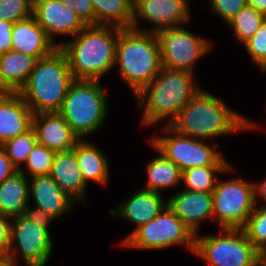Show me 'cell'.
I'll list each match as a JSON object with an SVG mask.
<instances>
[{"label":"cell","instance_id":"obj_8","mask_svg":"<svg viewBox=\"0 0 266 266\" xmlns=\"http://www.w3.org/2000/svg\"><path fill=\"white\" fill-rule=\"evenodd\" d=\"M195 235L182 220L166 206L161 213L136 229L121 246L138 250H163L181 246L194 253Z\"/></svg>","mask_w":266,"mask_h":266},{"label":"cell","instance_id":"obj_10","mask_svg":"<svg viewBox=\"0 0 266 266\" xmlns=\"http://www.w3.org/2000/svg\"><path fill=\"white\" fill-rule=\"evenodd\" d=\"M212 198L213 221L221 229H242L255 207L253 181L218 178Z\"/></svg>","mask_w":266,"mask_h":266},{"label":"cell","instance_id":"obj_2","mask_svg":"<svg viewBox=\"0 0 266 266\" xmlns=\"http://www.w3.org/2000/svg\"><path fill=\"white\" fill-rule=\"evenodd\" d=\"M192 72L162 67L153 80L136 96L143 127L165 126L176 118L181 109L203 87L198 86Z\"/></svg>","mask_w":266,"mask_h":266},{"label":"cell","instance_id":"obj_15","mask_svg":"<svg viewBox=\"0 0 266 266\" xmlns=\"http://www.w3.org/2000/svg\"><path fill=\"white\" fill-rule=\"evenodd\" d=\"M167 206V199L164 200L162 193L137 189L118 207L112 208L109 213L115 218L125 219L136 227L126 237L121 244L141 225L156 218Z\"/></svg>","mask_w":266,"mask_h":266},{"label":"cell","instance_id":"obj_28","mask_svg":"<svg viewBox=\"0 0 266 266\" xmlns=\"http://www.w3.org/2000/svg\"><path fill=\"white\" fill-rule=\"evenodd\" d=\"M264 20V14L247 5L227 23V26L233 31L235 38L243 44L255 34Z\"/></svg>","mask_w":266,"mask_h":266},{"label":"cell","instance_id":"obj_46","mask_svg":"<svg viewBox=\"0 0 266 266\" xmlns=\"http://www.w3.org/2000/svg\"><path fill=\"white\" fill-rule=\"evenodd\" d=\"M262 73L266 72V67L260 70Z\"/></svg>","mask_w":266,"mask_h":266},{"label":"cell","instance_id":"obj_38","mask_svg":"<svg viewBox=\"0 0 266 266\" xmlns=\"http://www.w3.org/2000/svg\"><path fill=\"white\" fill-rule=\"evenodd\" d=\"M13 24L14 23L0 20V54L12 49L11 33Z\"/></svg>","mask_w":266,"mask_h":266},{"label":"cell","instance_id":"obj_18","mask_svg":"<svg viewBox=\"0 0 266 266\" xmlns=\"http://www.w3.org/2000/svg\"><path fill=\"white\" fill-rule=\"evenodd\" d=\"M29 200L56 220L71 212L76 203L50 175H36L29 178Z\"/></svg>","mask_w":266,"mask_h":266},{"label":"cell","instance_id":"obj_6","mask_svg":"<svg viewBox=\"0 0 266 266\" xmlns=\"http://www.w3.org/2000/svg\"><path fill=\"white\" fill-rule=\"evenodd\" d=\"M104 88L100 81L76 79L68 88L59 113L79 139L97 133L108 118V97Z\"/></svg>","mask_w":266,"mask_h":266},{"label":"cell","instance_id":"obj_16","mask_svg":"<svg viewBox=\"0 0 266 266\" xmlns=\"http://www.w3.org/2000/svg\"><path fill=\"white\" fill-rule=\"evenodd\" d=\"M32 129L37 143L54 152L72 150L80 140L59 112L33 115Z\"/></svg>","mask_w":266,"mask_h":266},{"label":"cell","instance_id":"obj_5","mask_svg":"<svg viewBox=\"0 0 266 266\" xmlns=\"http://www.w3.org/2000/svg\"><path fill=\"white\" fill-rule=\"evenodd\" d=\"M73 80L66 55L58 47L50 55L37 60L18 93L33 115L59 112Z\"/></svg>","mask_w":266,"mask_h":266},{"label":"cell","instance_id":"obj_11","mask_svg":"<svg viewBox=\"0 0 266 266\" xmlns=\"http://www.w3.org/2000/svg\"><path fill=\"white\" fill-rule=\"evenodd\" d=\"M161 56V66L171 70L194 73V66L213 48L207 38L181 27L162 29L156 33Z\"/></svg>","mask_w":266,"mask_h":266},{"label":"cell","instance_id":"obj_40","mask_svg":"<svg viewBox=\"0 0 266 266\" xmlns=\"http://www.w3.org/2000/svg\"><path fill=\"white\" fill-rule=\"evenodd\" d=\"M254 184V201L258 202V198L262 199V204H266V178L263 181L253 182ZM264 201V202H263Z\"/></svg>","mask_w":266,"mask_h":266},{"label":"cell","instance_id":"obj_17","mask_svg":"<svg viewBox=\"0 0 266 266\" xmlns=\"http://www.w3.org/2000/svg\"><path fill=\"white\" fill-rule=\"evenodd\" d=\"M167 206L182 220L196 236L199 224L211 218L213 222L212 193L183 190L167 198Z\"/></svg>","mask_w":266,"mask_h":266},{"label":"cell","instance_id":"obj_23","mask_svg":"<svg viewBox=\"0 0 266 266\" xmlns=\"http://www.w3.org/2000/svg\"><path fill=\"white\" fill-rule=\"evenodd\" d=\"M29 203V179L21 168L0 184V215L21 216Z\"/></svg>","mask_w":266,"mask_h":266},{"label":"cell","instance_id":"obj_33","mask_svg":"<svg viewBox=\"0 0 266 266\" xmlns=\"http://www.w3.org/2000/svg\"><path fill=\"white\" fill-rule=\"evenodd\" d=\"M33 15L29 0H0V20L15 23Z\"/></svg>","mask_w":266,"mask_h":266},{"label":"cell","instance_id":"obj_34","mask_svg":"<svg viewBox=\"0 0 266 266\" xmlns=\"http://www.w3.org/2000/svg\"><path fill=\"white\" fill-rule=\"evenodd\" d=\"M211 10L227 24L245 6L247 0H209Z\"/></svg>","mask_w":266,"mask_h":266},{"label":"cell","instance_id":"obj_41","mask_svg":"<svg viewBox=\"0 0 266 266\" xmlns=\"http://www.w3.org/2000/svg\"><path fill=\"white\" fill-rule=\"evenodd\" d=\"M248 6L253 7L256 11L266 14V0H247Z\"/></svg>","mask_w":266,"mask_h":266},{"label":"cell","instance_id":"obj_44","mask_svg":"<svg viewBox=\"0 0 266 266\" xmlns=\"http://www.w3.org/2000/svg\"><path fill=\"white\" fill-rule=\"evenodd\" d=\"M0 266H10L9 262H1L0 261Z\"/></svg>","mask_w":266,"mask_h":266},{"label":"cell","instance_id":"obj_13","mask_svg":"<svg viewBox=\"0 0 266 266\" xmlns=\"http://www.w3.org/2000/svg\"><path fill=\"white\" fill-rule=\"evenodd\" d=\"M191 0H134L132 29L157 33L162 29L181 27L190 19ZM153 27H140V20Z\"/></svg>","mask_w":266,"mask_h":266},{"label":"cell","instance_id":"obj_30","mask_svg":"<svg viewBox=\"0 0 266 266\" xmlns=\"http://www.w3.org/2000/svg\"><path fill=\"white\" fill-rule=\"evenodd\" d=\"M36 143V134L31 128L25 134L7 140L1 147L19 171L22 168L21 164L26 163L28 155Z\"/></svg>","mask_w":266,"mask_h":266},{"label":"cell","instance_id":"obj_3","mask_svg":"<svg viewBox=\"0 0 266 266\" xmlns=\"http://www.w3.org/2000/svg\"><path fill=\"white\" fill-rule=\"evenodd\" d=\"M119 28L87 25L66 42L58 41L76 80H96L108 74L115 65Z\"/></svg>","mask_w":266,"mask_h":266},{"label":"cell","instance_id":"obj_37","mask_svg":"<svg viewBox=\"0 0 266 266\" xmlns=\"http://www.w3.org/2000/svg\"><path fill=\"white\" fill-rule=\"evenodd\" d=\"M31 203L24 209L23 217H25L28 221L33 222L38 227H42L47 230L49 233V226L52 222L56 221V219L45 212L44 210L34 206L33 208L30 206Z\"/></svg>","mask_w":266,"mask_h":266},{"label":"cell","instance_id":"obj_26","mask_svg":"<svg viewBox=\"0 0 266 266\" xmlns=\"http://www.w3.org/2000/svg\"><path fill=\"white\" fill-rule=\"evenodd\" d=\"M95 25L132 28L134 0H91Z\"/></svg>","mask_w":266,"mask_h":266},{"label":"cell","instance_id":"obj_32","mask_svg":"<svg viewBox=\"0 0 266 266\" xmlns=\"http://www.w3.org/2000/svg\"><path fill=\"white\" fill-rule=\"evenodd\" d=\"M251 61L260 70L266 67V19L255 34L243 43Z\"/></svg>","mask_w":266,"mask_h":266},{"label":"cell","instance_id":"obj_27","mask_svg":"<svg viewBox=\"0 0 266 266\" xmlns=\"http://www.w3.org/2000/svg\"><path fill=\"white\" fill-rule=\"evenodd\" d=\"M234 172L232 166H200L182 171L181 182L184 189L193 192L212 193L216 187L218 177L216 174Z\"/></svg>","mask_w":266,"mask_h":266},{"label":"cell","instance_id":"obj_1","mask_svg":"<svg viewBox=\"0 0 266 266\" xmlns=\"http://www.w3.org/2000/svg\"><path fill=\"white\" fill-rule=\"evenodd\" d=\"M251 119L229 108L222 99L200 89L169 127L182 136L205 140L259 128ZM203 138V139H202Z\"/></svg>","mask_w":266,"mask_h":266},{"label":"cell","instance_id":"obj_31","mask_svg":"<svg viewBox=\"0 0 266 266\" xmlns=\"http://www.w3.org/2000/svg\"><path fill=\"white\" fill-rule=\"evenodd\" d=\"M56 152L36 143L24 164L29 178L36 175H49Z\"/></svg>","mask_w":266,"mask_h":266},{"label":"cell","instance_id":"obj_22","mask_svg":"<svg viewBox=\"0 0 266 266\" xmlns=\"http://www.w3.org/2000/svg\"><path fill=\"white\" fill-rule=\"evenodd\" d=\"M75 154L82 177L88 185L107 186L110 176L106 154L88 139H80L75 145Z\"/></svg>","mask_w":266,"mask_h":266},{"label":"cell","instance_id":"obj_7","mask_svg":"<svg viewBox=\"0 0 266 266\" xmlns=\"http://www.w3.org/2000/svg\"><path fill=\"white\" fill-rule=\"evenodd\" d=\"M221 234H197L193 254L208 266H253L263 257L242 229L224 228Z\"/></svg>","mask_w":266,"mask_h":266},{"label":"cell","instance_id":"obj_4","mask_svg":"<svg viewBox=\"0 0 266 266\" xmlns=\"http://www.w3.org/2000/svg\"><path fill=\"white\" fill-rule=\"evenodd\" d=\"M114 66L136 96L162 68L156 33L119 28Z\"/></svg>","mask_w":266,"mask_h":266},{"label":"cell","instance_id":"obj_24","mask_svg":"<svg viewBox=\"0 0 266 266\" xmlns=\"http://www.w3.org/2000/svg\"><path fill=\"white\" fill-rule=\"evenodd\" d=\"M150 146L158 152L146 164L147 181L143 189L162 193L161 190H169L183 184L181 182L182 171L172 161L168 160L149 141Z\"/></svg>","mask_w":266,"mask_h":266},{"label":"cell","instance_id":"obj_43","mask_svg":"<svg viewBox=\"0 0 266 266\" xmlns=\"http://www.w3.org/2000/svg\"><path fill=\"white\" fill-rule=\"evenodd\" d=\"M253 266H266V257L263 256Z\"/></svg>","mask_w":266,"mask_h":266},{"label":"cell","instance_id":"obj_25","mask_svg":"<svg viewBox=\"0 0 266 266\" xmlns=\"http://www.w3.org/2000/svg\"><path fill=\"white\" fill-rule=\"evenodd\" d=\"M37 59L25 53L10 50L0 54V70L5 85L18 93L27 82Z\"/></svg>","mask_w":266,"mask_h":266},{"label":"cell","instance_id":"obj_35","mask_svg":"<svg viewBox=\"0 0 266 266\" xmlns=\"http://www.w3.org/2000/svg\"><path fill=\"white\" fill-rule=\"evenodd\" d=\"M72 9L81 21L87 25H95V12L91 0H59Z\"/></svg>","mask_w":266,"mask_h":266},{"label":"cell","instance_id":"obj_20","mask_svg":"<svg viewBox=\"0 0 266 266\" xmlns=\"http://www.w3.org/2000/svg\"><path fill=\"white\" fill-rule=\"evenodd\" d=\"M11 40V50L25 53L37 60L50 55L58 48L33 15L13 24Z\"/></svg>","mask_w":266,"mask_h":266},{"label":"cell","instance_id":"obj_36","mask_svg":"<svg viewBox=\"0 0 266 266\" xmlns=\"http://www.w3.org/2000/svg\"><path fill=\"white\" fill-rule=\"evenodd\" d=\"M12 218L0 215V261H9Z\"/></svg>","mask_w":266,"mask_h":266},{"label":"cell","instance_id":"obj_9","mask_svg":"<svg viewBox=\"0 0 266 266\" xmlns=\"http://www.w3.org/2000/svg\"><path fill=\"white\" fill-rule=\"evenodd\" d=\"M162 127L165 134L150 136L148 141L181 171L200 166L232 165L218 151L219 143L210 146L204 140L182 136L169 126Z\"/></svg>","mask_w":266,"mask_h":266},{"label":"cell","instance_id":"obj_19","mask_svg":"<svg viewBox=\"0 0 266 266\" xmlns=\"http://www.w3.org/2000/svg\"><path fill=\"white\" fill-rule=\"evenodd\" d=\"M33 113L19 93L0 95V146L32 128Z\"/></svg>","mask_w":266,"mask_h":266},{"label":"cell","instance_id":"obj_29","mask_svg":"<svg viewBox=\"0 0 266 266\" xmlns=\"http://www.w3.org/2000/svg\"><path fill=\"white\" fill-rule=\"evenodd\" d=\"M258 205L255 204L242 230L252 245L264 256L266 254V204Z\"/></svg>","mask_w":266,"mask_h":266},{"label":"cell","instance_id":"obj_12","mask_svg":"<svg viewBox=\"0 0 266 266\" xmlns=\"http://www.w3.org/2000/svg\"><path fill=\"white\" fill-rule=\"evenodd\" d=\"M50 235L47 230L22 215L12 218L8 261L10 266H18L20 254L24 266H47L54 245Z\"/></svg>","mask_w":266,"mask_h":266},{"label":"cell","instance_id":"obj_14","mask_svg":"<svg viewBox=\"0 0 266 266\" xmlns=\"http://www.w3.org/2000/svg\"><path fill=\"white\" fill-rule=\"evenodd\" d=\"M33 16L57 46V36L75 37L86 25L76 13L59 0H41L33 6ZM55 37V38H54Z\"/></svg>","mask_w":266,"mask_h":266},{"label":"cell","instance_id":"obj_39","mask_svg":"<svg viewBox=\"0 0 266 266\" xmlns=\"http://www.w3.org/2000/svg\"><path fill=\"white\" fill-rule=\"evenodd\" d=\"M17 172L18 169L13 165L6 151L0 146V184Z\"/></svg>","mask_w":266,"mask_h":266},{"label":"cell","instance_id":"obj_42","mask_svg":"<svg viewBox=\"0 0 266 266\" xmlns=\"http://www.w3.org/2000/svg\"><path fill=\"white\" fill-rule=\"evenodd\" d=\"M13 93L4 83V79L2 77V73L0 70V95H9Z\"/></svg>","mask_w":266,"mask_h":266},{"label":"cell","instance_id":"obj_45","mask_svg":"<svg viewBox=\"0 0 266 266\" xmlns=\"http://www.w3.org/2000/svg\"><path fill=\"white\" fill-rule=\"evenodd\" d=\"M41 0H29V2L34 6L37 2H39Z\"/></svg>","mask_w":266,"mask_h":266},{"label":"cell","instance_id":"obj_21","mask_svg":"<svg viewBox=\"0 0 266 266\" xmlns=\"http://www.w3.org/2000/svg\"><path fill=\"white\" fill-rule=\"evenodd\" d=\"M49 175L76 202H86L87 185L72 150L56 152Z\"/></svg>","mask_w":266,"mask_h":266}]
</instances>
